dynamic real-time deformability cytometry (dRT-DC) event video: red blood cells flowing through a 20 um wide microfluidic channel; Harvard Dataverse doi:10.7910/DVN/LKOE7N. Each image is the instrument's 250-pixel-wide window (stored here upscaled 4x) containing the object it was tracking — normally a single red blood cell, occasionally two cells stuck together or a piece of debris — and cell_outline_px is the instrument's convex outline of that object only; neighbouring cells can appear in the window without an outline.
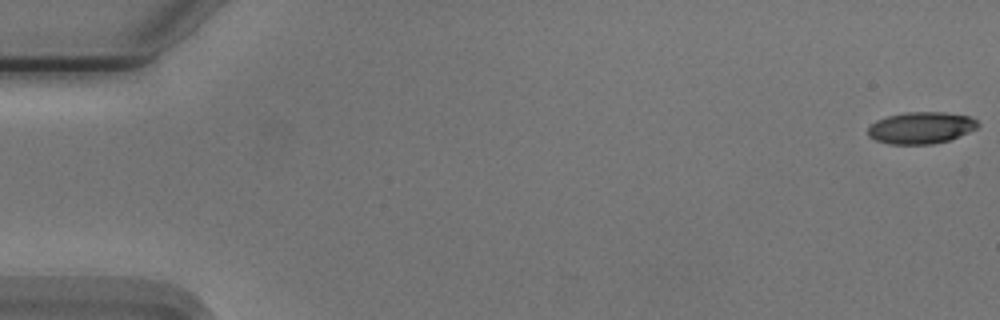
{"species": "Egyptian fruit bat (a non-hibernating species)", "species_latin": "Rousettus aegyptiacus", "temperature_condition": "cold", "stored_images_in_passage": 6, "camera_frame_rate_fps": 3000, "um_per_image_px": 0.085, "animal": {"sex": "male"}, "frame": {"image": 1, "passage_image": 1, "time_ms": 0.0, "image_size_px": [1000, 320], "cell_outline_px": [[980, 124], [976, 128], [968, 132], [948, 140], [932, 144], [888, 144], [876, 140], [868, 136], [868, 128], [876, 120], [888, 116], [904, 112], [944, 112], [968, 116], [976, 120]], "centroid_in_image_um": [78.26, 10.86], "position_along_channel_um": 6.7, "area_um2": 20.23}}